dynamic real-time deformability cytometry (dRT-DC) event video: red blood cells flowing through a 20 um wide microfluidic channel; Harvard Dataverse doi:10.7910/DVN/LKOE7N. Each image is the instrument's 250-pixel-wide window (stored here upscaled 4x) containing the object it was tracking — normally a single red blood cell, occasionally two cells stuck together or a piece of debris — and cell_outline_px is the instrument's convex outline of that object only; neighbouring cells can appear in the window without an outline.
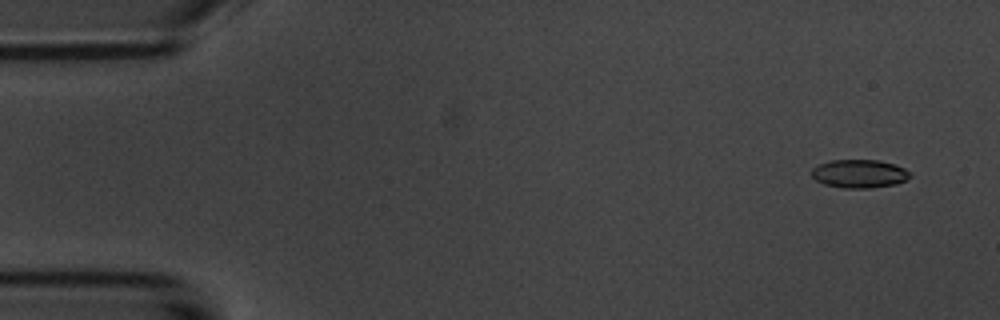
{"species": "common noctule bat (a hibernating species)", "species_latin": "Nyctalus noctula", "temperature_condition": "room temperature", "stored_images_in_passage": 2, "camera_frame_rate_fps": 3000, "um_per_image_px": 0.085, "animal": {"sex": "male", "body_mass_g": 20.1, "forearm_length_mm": 53.5}, "frame": {"image": 1, "passage_image": 2, "time_ms": 1.333, "image_size_px": [1000, 320], "cell_outline_px": [[912, 172], [908, 180], [896, 184], [868, 188], [844, 188], [824, 184], [816, 180], [812, 176], [812, 168], [828, 160], [880, 160], [904, 168]], "centroid_in_image_um": [73.06, 14.76], "position_along_channel_um": 11.9, "area_um2": 16.3}}